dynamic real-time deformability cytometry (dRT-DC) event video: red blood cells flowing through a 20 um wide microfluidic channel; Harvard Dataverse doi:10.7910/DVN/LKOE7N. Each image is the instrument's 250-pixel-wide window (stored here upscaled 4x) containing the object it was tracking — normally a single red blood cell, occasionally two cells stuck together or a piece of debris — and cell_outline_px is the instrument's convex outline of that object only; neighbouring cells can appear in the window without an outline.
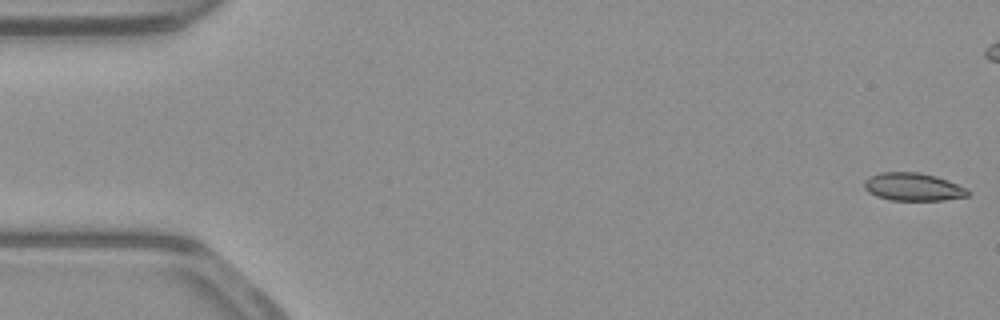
{"species": "common noctule bat (a hibernating species)", "species_latin": "Nyctalus noctula", "temperature_condition": "warm", "stored_images_in_passage": 54, "camera_frame_rate_fps": 3000, "um_per_image_px": 0.085, "animal": {"sex": "male", "body_mass_g": 23.1, "forearm_length_mm": 52.7}, "frame": {"image": 1, "passage_image": 1, "time_ms": 0.0, "image_size_px": [1000, 320], "cell_outline_px": [[968, 196], [944, 200], [888, 200], [876, 196], [868, 192], [864, 188], [864, 180], [868, 176], [880, 172], [920, 172], [936, 176], [948, 180], [968, 188]], "centroid_in_image_um": [77.59, 15.88], "position_along_channel_um": 7.4, "area_um2": 17.05}}
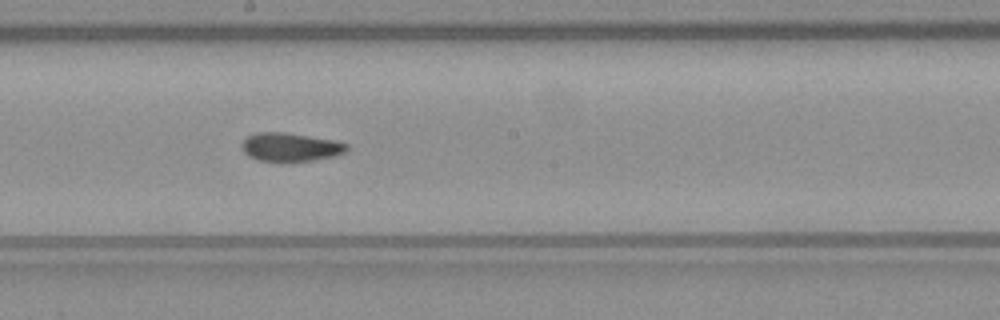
{"frame": {"image": 2, "passage_image": 29, "time_ms": 9.333, "image_size_px": [1000, 320], "cell_outline_px": [[348, 148], [344, 152], [336, 156], [312, 160], [260, 160], [248, 156], [244, 152], [240, 144], [248, 136], [256, 132], [284, 132], [332, 140], [348, 144]], "centroid_in_image_um": [24.67, 12.48], "position_along_channel_um": 223.5, "area_um2": 17.05}}
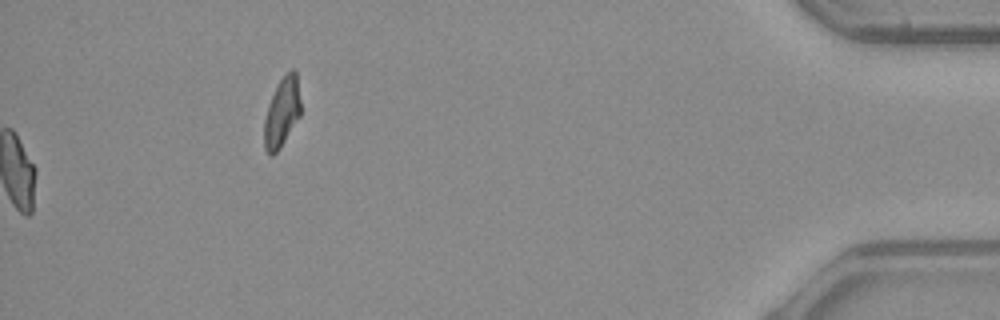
{"frame": {"image": 3, "passage_image": 54, "time_ms": 17.667, "image_size_px": [1000, 320], "cell_outline_px": [[300, 116], [280, 148], [272, 156], [264, 148], [264, 120], [268, 104], [280, 80], [292, 68], [296, 68], [300, 100]], "centroid_in_image_um": [23.97, 9.55], "position_along_channel_um": 411.2, "area_um2": 14.62}, "authors_computed_cell_mechanics": {"area_um2": 17.4556, "velocity_mm_per_s": 3.8892, "shape_relaxation_time_tau1_ms": null, "shape_relaxation_time_tau2_ms": 3.3937, "deformation_change_tau1": null, "deformation_change_tau2": 0.081}}